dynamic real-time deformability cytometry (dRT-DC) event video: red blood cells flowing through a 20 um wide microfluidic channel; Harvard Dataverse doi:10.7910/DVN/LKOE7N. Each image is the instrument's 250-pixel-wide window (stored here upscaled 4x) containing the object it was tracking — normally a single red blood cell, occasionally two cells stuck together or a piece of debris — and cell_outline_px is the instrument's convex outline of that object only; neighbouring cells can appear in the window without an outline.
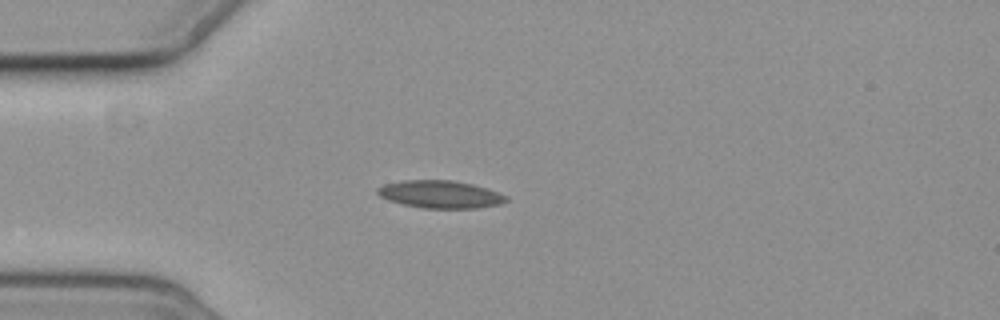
{"species": "common noctule bat (a hibernating species)", "species_latin": "Nyctalus noctula", "temperature_condition": "cold", "stored_images_in_passage": 3, "camera_frame_rate_fps": 3000, "um_per_image_px": 0.085, "animal": {"sex": "female", "body_mass_g": 19.3, "forearm_length_mm": 54.1}, "frame": {"image": 1, "passage_image": 3, "time_ms": 2.333, "image_size_px": [1000, 320], "cell_outline_px": [[508, 200], [500, 204], [476, 208], [424, 208], [404, 204], [388, 200], [380, 196], [376, 192], [376, 188], [384, 184], [404, 180], [452, 180], [472, 184], [508, 196]], "centroid_in_image_um": [37.39, 16.51], "position_along_channel_um": 47.6, "area_um2": 20.52}}